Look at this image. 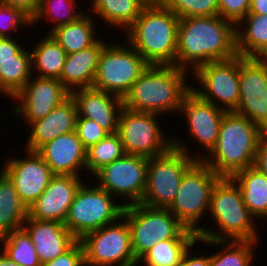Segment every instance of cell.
Segmentation results:
<instances>
[{"label": "cell", "instance_id": "1", "mask_svg": "<svg viewBox=\"0 0 267 266\" xmlns=\"http://www.w3.org/2000/svg\"><path fill=\"white\" fill-rule=\"evenodd\" d=\"M235 30L219 15L179 19L175 66L192 74L203 64L237 56Z\"/></svg>", "mask_w": 267, "mask_h": 266}, {"label": "cell", "instance_id": "2", "mask_svg": "<svg viewBox=\"0 0 267 266\" xmlns=\"http://www.w3.org/2000/svg\"><path fill=\"white\" fill-rule=\"evenodd\" d=\"M179 17L151 0L126 30V40L149 65L175 66Z\"/></svg>", "mask_w": 267, "mask_h": 266}, {"label": "cell", "instance_id": "3", "mask_svg": "<svg viewBox=\"0 0 267 266\" xmlns=\"http://www.w3.org/2000/svg\"><path fill=\"white\" fill-rule=\"evenodd\" d=\"M187 72L177 66L149 65L124 96L123 106L160 116L179 112L184 96L191 90Z\"/></svg>", "mask_w": 267, "mask_h": 266}, {"label": "cell", "instance_id": "4", "mask_svg": "<svg viewBox=\"0 0 267 266\" xmlns=\"http://www.w3.org/2000/svg\"><path fill=\"white\" fill-rule=\"evenodd\" d=\"M263 130L245 116L226 112L216 145L201 160L220 177H232L254 164ZM213 158V159H212Z\"/></svg>", "mask_w": 267, "mask_h": 266}, {"label": "cell", "instance_id": "5", "mask_svg": "<svg viewBox=\"0 0 267 266\" xmlns=\"http://www.w3.org/2000/svg\"><path fill=\"white\" fill-rule=\"evenodd\" d=\"M209 213L218 225L220 233L201 225L199 240L259 241L260 236L253 225L255 218L244 204L238 185L230 177H221L214 185Z\"/></svg>", "mask_w": 267, "mask_h": 266}, {"label": "cell", "instance_id": "6", "mask_svg": "<svg viewBox=\"0 0 267 266\" xmlns=\"http://www.w3.org/2000/svg\"><path fill=\"white\" fill-rule=\"evenodd\" d=\"M183 141L172 137V147L164 154L148 159L147 178L141 204L168 208L174 201L185 172L203 156L190 153Z\"/></svg>", "mask_w": 267, "mask_h": 266}, {"label": "cell", "instance_id": "7", "mask_svg": "<svg viewBox=\"0 0 267 266\" xmlns=\"http://www.w3.org/2000/svg\"><path fill=\"white\" fill-rule=\"evenodd\" d=\"M130 229L136 261L156 243L168 239H198L167 208H151L141 203L124 208L123 216Z\"/></svg>", "mask_w": 267, "mask_h": 266}, {"label": "cell", "instance_id": "8", "mask_svg": "<svg viewBox=\"0 0 267 266\" xmlns=\"http://www.w3.org/2000/svg\"><path fill=\"white\" fill-rule=\"evenodd\" d=\"M124 208V203L114 202V197L98 185L91 188L82 183L64 225L80 240L85 234L122 219Z\"/></svg>", "mask_w": 267, "mask_h": 266}, {"label": "cell", "instance_id": "9", "mask_svg": "<svg viewBox=\"0 0 267 266\" xmlns=\"http://www.w3.org/2000/svg\"><path fill=\"white\" fill-rule=\"evenodd\" d=\"M220 178L202 160H197L185 172L176 197L167 208L186 228L197 235L200 226L198 221L204 212L209 211L211 192Z\"/></svg>", "mask_w": 267, "mask_h": 266}, {"label": "cell", "instance_id": "10", "mask_svg": "<svg viewBox=\"0 0 267 266\" xmlns=\"http://www.w3.org/2000/svg\"><path fill=\"white\" fill-rule=\"evenodd\" d=\"M125 43L128 47L112 42L104 46L98 59L94 89L124 98L148 68L149 64L143 57L129 43Z\"/></svg>", "mask_w": 267, "mask_h": 266}, {"label": "cell", "instance_id": "11", "mask_svg": "<svg viewBox=\"0 0 267 266\" xmlns=\"http://www.w3.org/2000/svg\"><path fill=\"white\" fill-rule=\"evenodd\" d=\"M120 220L91 231L79 240L84 249L85 266H138L129 226L123 217Z\"/></svg>", "mask_w": 267, "mask_h": 266}, {"label": "cell", "instance_id": "12", "mask_svg": "<svg viewBox=\"0 0 267 266\" xmlns=\"http://www.w3.org/2000/svg\"><path fill=\"white\" fill-rule=\"evenodd\" d=\"M159 114L136 112L123 107L117 133L125 154L152 158L166 153L172 147V138H165L159 126Z\"/></svg>", "mask_w": 267, "mask_h": 266}, {"label": "cell", "instance_id": "13", "mask_svg": "<svg viewBox=\"0 0 267 266\" xmlns=\"http://www.w3.org/2000/svg\"><path fill=\"white\" fill-rule=\"evenodd\" d=\"M192 74L202 88L191 86L194 93L226 112H236L239 100V55L203 64Z\"/></svg>", "mask_w": 267, "mask_h": 266}, {"label": "cell", "instance_id": "14", "mask_svg": "<svg viewBox=\"0 0 267 266\" xmlns=\"http://www.w3.org/2000/svg\"><path fill=\"white\" fill-rule=\"evenodd\" d=\"M148 159L141 155L124 154L94 174L99 182L97 185L114 198L126 200L125 207L139 204L145 191Z\"/></svg>", "mask_w": 267, "mask_h": 266}, {"label": "cell", "instance_id": "15", "mask_svg": "<svg viewBox=\"0 0 267 266\" xmlns=\"http://www.w3.org/2000/svg\"><path fill=\"white\" fill-rule=\"evenodd\" d=\"M236 113L267 131V62L239 55V100Z\"/></svg>", "mask_w": 267, "mask_h": 266}, {"label": "cell", "instance_id": "16", "mask_svg": "<svg viewBox=\"0 0 267 266\" xmlns=\"http://www.w3.org/2000/svg\"><path fill=\"white\" fill-rule=\"evenodd\" d=\"M70 96V91L56 78L34 77L12 98L18 103L13 116H23L26 124L44 118ZM15 113V114H14Z\"/></svg>", "mask_w": 267, "mask_h": 266}, {"label": "cell", "instance_id": "17", "mask_svg": "<svg viewBox=\"0 0 267 266\" xmlns=\"http://www.w3.org/2000/svg\"><path fill=\"white\" fill-rule=\"evenodd\" d=\"M24 152L27 153V158L6 159L2 171L13 182L21 201L29 208L55 174L36 151Z\"/></svg>", "mask_w": 267, "mask_h": 266}, {"label": "cell", "instance_id": "18", "mask_svg": "<svg viewBox=\"0 0 267 266\" xmlns=\"http://www.w3.org/2000/svg\"><path fill=\"white\" fill-rule=\"evenodd\" d=\"M186 118L188 130L194 142H199L207 154L216 145L220 125L226 111L204 101L190 90L183 98L179 110Z\"/></svg>", "mask_w": 267, "mask_h": 266}, {"label": "cell", "instance_id": "19", "mask_svg": "<svg viewBox=\"0 0 267 266\" xmlns=\"http://www.w3.org/2000/svg\"><path fill=\"white\" fill-rule=\"evenodd\" d=\"M81 177L55 175L44 192L28 208V217L65 223L70 205L82 185Z\"/></svg>", "mask_w": 267, "mask_h": 266}, {"label": "cell", "instance_id": "20", "mask_svg": "<svg viewBox=\"0 0 267 266\" xmlns=\"http://www.w3.org/2000/svg\"><path fill=\"white\" fill-rule=\"evenodd\" d=\"M70 95L76 104L78 117L94 120L109 134L117 133L123 98L93 87L75 89Z\"/></svg>", "mask_w": 267, "mask_h": 266}, {"label": "cell", "instance_id": "21", "mask_svg": "<svg viewBox=\"0 0 267 266\" xmlns=\"http://www.w3.org/2000/svg\"><path fill=\"white\" fill-rule=\"evenodd\" d=\"M36 152L55 175L81 177L79 171L86 168V149L75 131L56 137Z\"/></svg>", "mask_w": 267, "mask_h": 266}, {"label": "cell", "instance_id": "22", "mask_svg": "<svg viewBox=\"0 0 267 266\" xmlns=\"http://www.w3.org/2000/svg\"><path fill=\"white\" fill-rule=\"evenodd\" d=\"M22 228L30 236L41 265L62 255L78 241L61 222L27 217Z\"/></svg>", "mask_w": 267, "mask_h": 266}, {"label": "cell", "instance_id": "23", "mask_svg": "<svg viewBox=\"0 0 267 266\" xmlns=\"http://www.w3.org/2000/svg\"><path fill=\"white\" fill-rule=\"evenodd\" d=\"M77 107L71 95L44 118L31 122L26 150L37 151L56 137L75 131Z\"/></svg>", "mask_w": 267, "mask_h": 266}, {"label": "cell", "instance_id": "24", "mask_svg": "<svg viewBox=\"0 0 267 266\" xmlns=\"http://www.w3.org/2000/svg\"><path fill=\"white\" fill-rule=\"evenodd\" d=\"M106 42L98 40L91 47L67 54L64 68L58 79L70 92L93 87L98 69V59Z\"/></svg>", "mask_w": 267, "mask_h": 266}, {"label": "cell", "instance_id": "25", "mask_svg": "<svg viewBox=\"0 0 267 266\" xmlns=\"http://www.w3.org/2000/svg\"><path fill=\"white\" fill-rule=\"evenodd\" d=\"M244 22V23H243ZM245 28L239 29V27ZM239 26V27H238ZM238 28V29H237ZM236 51L245 58H264L267 54V14L248 13L236 25Z\"/></svg>", "mask_w": 267, "mask_h": 266}, {"label": "cell", "instance_id": "26", "mask_svg": "<svg viewBox=\"0 0 267 266\" xmlns=\"http://www.w3.org/2000/svg\"><path fill=\"white\" fill-rule=\"evenodd\" d=\"M239 187L249 212L259 219L267 218V176L253 166L230 177Z\"/></svg>", "mask_w": 267, "mask_h": 266}, {"label": "cell", "instance_id": "27", "mask_svg": "<svg viewBox=\"0 0 267 266\" xmlns=\"http://www.w3.org/2000/svg\"><path fill=\"white\" fill-rule=\"evenodd\" d=\"M28 217V208L21 201L13 182L0 171V237L21 229Z\"/></svg>", "mask_w": 267, "mask_h": 266}, {"label": "cell", "instance_id": "28", "mask_svg": "<svg viewBox=\"0 0 267 266\" xmlns=\"http://www.w3.org/2000/svg\"><path fill=\"white\" fill-rule=\"evenodd\" d=\"M88 14L76 21L64 24L48 32L67 54L85 50L94 45L101 37L95 36V23Z\"/></svg>", "mask_w": 267, "mask_h": 266}, {"label": "cell", "instance_id": "29", "mask_svg": "<svg viewBox=\"0 0 267 266\" xmlns=\"http://www.w3.org/2000/svg\"><path fill=\"white\" fill-rule=\"evenodd\" d=\"M151 0H92L93 15L112 26L125 31L135 22L142 9Z\"/></svg>", "mask_w": 267, "mask_h": 266}, {"label": "cell", "instance_id": "30", "mask_svg": "<svg viewBox=\"0 0 267 266\" xmlns=\"http://www.w3.org/2000/svg\"><path fill=\"white\" fill-rule=\"evenodd\" d=\"M36 43L31 49L32 51L30 50L32 74L33 70H38V74H36L38 77L59 79L67 53L50 33H47L46 38H42Z\"/></svg>", "mask_w": 267, "mask_h": 266}, {"label": "cell", "instance_id": "31", "mask_svg": "<svg viewBox=\"0 0 267 266\" xmlns=\"http://www.w3.org/2000/svg\"><path fill=\"white\" fill-rule=\"evenodd\" d=\"M25 49L23 47L15 59L0 61V94L13 98L31 79V53Z\"/></svg>", "mask_w": 267, "mask_h": 266}, {"label": "cell", "instance_id": "32", "mask_svg": "<svg viewBox=\"0 0 267 266\" xmlns=\"http://www.w3.org/2000/svg\"><path fill=\"white\" fill-rule=\"evenodd\" d=\"M204 245L224 246L222 251L210 255V266H253L255 261L254 249L258 241H235V240H199Z\"/></svg>", "mask_w": 267, "mask_h": 266}, {"label": "cell", "instance_id": "33", "mask_svg": "<svg viewBox=\"0 0 267 266\" xmlns=\"http://www.w3.org/2000/svg\"><path fill=\"white\" fill-rule=\"evenodd\" d=\"M197 239H168L156 243L137 263L145 266H177Z\"/></svg>", "mask_w": 267, "mask_h": 266}, {"label": "cell", "instance_id": "34", "mask_svg": "<svg viewBox=\"0 0 267 266\" xmlns=\"http://www.w3.org/2000/svg\"><path fill=\"white\" fill-rule=\"evenodd\" d=\"M0 244L10 260L20 266H41L35 246L23 228L1 236Z\"/></svg>", "mask_w": 267, "mask_h": 266}, {"label": "cell", "instance_id": "35", "mask_svg": "<svg viewBox=\"0 0 267 266\" xmlns=\"http://www.w3.org/2000/svg\"><path fill=\"white\" fill-rule=\"evenodd\" d=\"M125 154L118 133L108 134L86 150V168L91 176Z\"/></svg>", "mask_w": 267, "mask_h": 266}, {"label": "cell", "instance_id": "36", "mask_svg": "<svg viewBox=\"0 0 267 266\" xmlns=\"http://www.w3.org/2000/svg\"><path fill=\"white\" fill-rule=\"evenodd\" d=\"M76 6L78 5L75 0H40L39 9L31 20V24L41 22L43 18L46 20L48 18V21L51 19L52 22L56 21L51 32L54 28L74 22L83 15V12H78V10L76 12Z\"/></svg>", "mask_w": 267, "mask_h": 266}, {"label": "cell", "instance_id": "37", "mask_svg": "<svg viewBox=\"0 0 267 266\" xmlns=\"http://www.w3.org/2000/svg\"><path fill=\"white\" fill-rule=\"evenodd\" d=\"M180 19L218 15V0H159Z\"/></svg>", "mask_w": 267, "mask_h": 266}, {"label": "cell", "instance_id": "38", "mask_svg": "<svg viewBox=\"0 0 267 266\" xmlns=\"http://www.w3.org/2000/svg\"><path fill=\"white\" fill-rule=\"evenodd\" d=\"M28 25L31 26V19L20 9L0 4V37L11 38L13 31Z\"/></svg>", "mask_w": 267, "mask_h": 266}, {"label": "cell", "instance_id": "39", "mask_svg": "<svg viewBox=\"0 0 267 266\" xmlns=\"http://www.w3.org/2000/svg\"><path fill=\"white\" fill-rule=\"evenodd\" d=\"M75 132L86 150L109 134L94 120L78 116L76 120Z\"/></svg>", "mask_w": 267, "mask_h": 266}, {"label": "cell", "instance_id": "40", "mask_svg": "<svg viewBox=\"0 0 267 266\" xmlns=\"http://www.w3.org/2000/svg\"><path fill=\"white\" fill-rule=\"evenodd\" d=\"M250 0H218V15L235 26L249 13Z\"/></svg>", "mask_w": 267, "mask_h": 266}, {"label": "cell", "instance_id": "41", "mask_svg": "<svg viewBox=\"0 0 267 266\" xmlns=\"http://www.w3.org/2000/svg\"><path fill=\"white\" fill-rule=\"evenodd\" d=\"M41 266H85L84 249L78 240L69 250Z\"/></svg>", "mask_w": 267, "mask_h": 266}, {"label": "cell", "instance_id": "42", "mask_svg": "<svg viewBox=\"0 0 267 266\" xmlns=\"http://www.w3.org/2000/svg\"><path fill=\"white\" fill-rule=\"evenodd\" d=\"M0 4L18 8L32 20L39 9L40 0H0Z\"/></svg>", "mask_w": 267, "mask_h": 266}, {"label": "cell", "instance_id": "43", "mask_svg": "<svg viewBox=\"0 0 267 266\" xmlns=\"http://www.w3.org/2000/svg\"><path fill=\"white\" fill-rule=\"evenodd\" d=\"M253 167L267 176V131L260 137Z\"/></svg>", "mask_w": 267, "mask_h": 266}, {"label": "cell", "instance_id": "44", "mask_svg": "<svg viewBox=\"0 0 267 266\" xmlns=\"http://www.w3.org/2000/svg\"><path fill=\"white\" fill-rule=\"evenodd\" d=\"M14 38L0 37V61L15 59V55L22 49L23 45H19V41Z\"/></svg>", "mask_w": 267, "mask_h": 266}, {"label": "cell", "instance_id": "45", "mask_svg": "<svg viewBox=\"0 0 267 266\" xmlns=\"http://www.w3.org/2000/svg\"><path fill=\"white\" fill-rule=\"evenodd\" d=\"M196 243L198 242L196 241L191 247H189V249L185 252L180 263L177 266H210L209 255L204 257H196L190 254V248H192Z\"/></svg>", "mask_w": 267, "mask_h": 266}, {"label": "cell", "instance_id": "46", "mask_svg": "<svg viewBox=\"0 0 267 266\" xmlns=\"http://www.w3.org/2000/svg\"><path fill=\"white\" fill-rule=\"evenodd\" d=\"M249 13L266 15L267 14V0H250Z\"/></svg>", "mask_w": 267, "mask_h": 266}, {"label": "cell", "instance_id": "47", "mask_svg": "<svg viewBox=\"0 0 267 266\" xmlns=\"http://www.w3.org/2000/svg\"><path fill=\"white\" fill-rule=\"evenodd\" d=\"M1 252H0V266H20L18 263L10 260V258L6 255V253L3 250H1Z\"/></svg>", "mask_w": 267, "mask_h": 266}, {"label": "cell", "instance_id": "48", "mask_svg": "<svg viewBox=\"0 0 267 266\" xmlns=\"http://www.w3.org/2000/svg\"><path fill=\"white\" fill-rule=\"evenodd\" d=\"M263 59L267 62V54H266V56Z\"/></svg>", "mask_w": 267, "mask_h": 266}]
</instances>
